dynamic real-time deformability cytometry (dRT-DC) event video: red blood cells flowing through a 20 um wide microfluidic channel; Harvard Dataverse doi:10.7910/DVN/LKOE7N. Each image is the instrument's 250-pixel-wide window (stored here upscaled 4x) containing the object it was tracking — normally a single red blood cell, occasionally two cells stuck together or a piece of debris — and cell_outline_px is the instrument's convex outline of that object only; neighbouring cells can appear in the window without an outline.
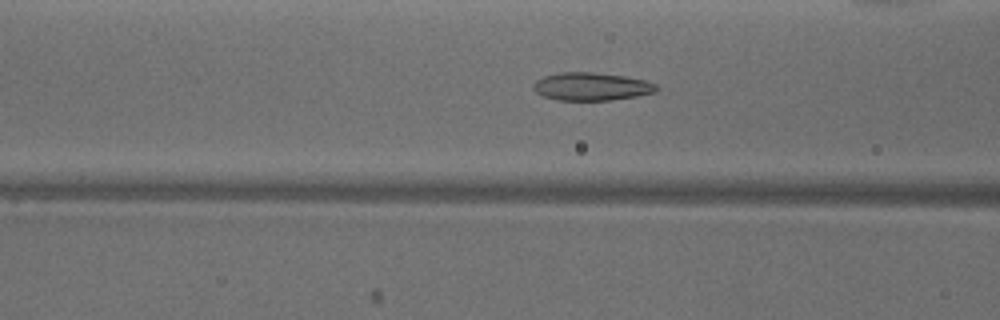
{"species": "common noctule bat (a hibernating species)", "species_latin": "Nyctalus noctula", "temperature_condition": "warm", "stored_images_in_passage": 51, "camera_frame_rate_fps": 3000, "um_per_image_px": 0.085, "animal": {"sex": "male", "body_mass_g": 18.8}, "frame": {"image": 1, "passage_image": 19, "time_ms": 6.0, "image_size_px": [1000, 320], "cell_outline_px": [[660, 88], [656, 92], [636, 96], [612, 100], [556, 100], [544, 96], [536, 92], [532, 88], [532, 84], [536, 80], [544, 76], [560, 72], [592, 72], [624, 76], [644, 80], [656, 84]], "centroid_in_image_um": [50.27, 7.35], "position_along_channel_um": 116.3, "area_um2": 20.11}}
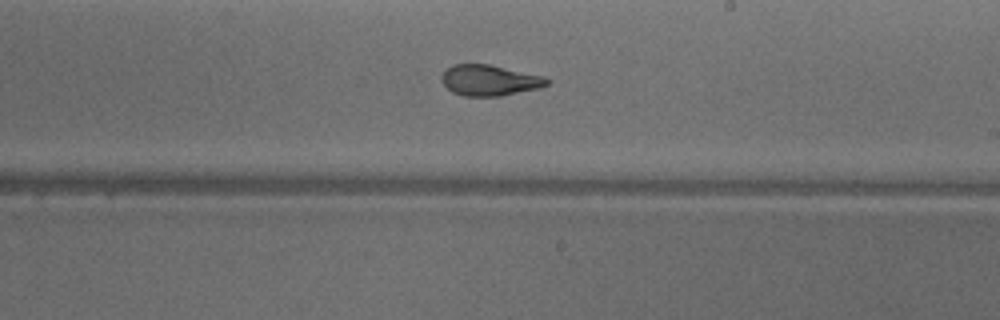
{"frame": {"image": 2, "passage_image": 29, "time_ms": 9.333, "image_size_px": [1000, 320], "cell_outline_px": [[548, 84], [540, 88], [500, 96], [464, 96], [452, 92], [440, 80], [440, 76], [452, 64], [488, 64], [544, 76], [548, 80]], "centroid_in_image_um": [41.59, 6.83], "position_along_channel_um": 247.4, "area_um2": 18.84}}
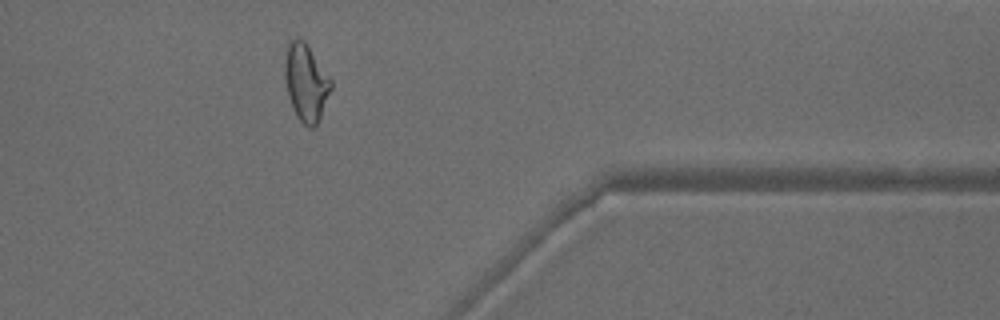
{"frame": {"image": 3, "passage_image": 41, "time_ms": 13.333, "image_size_px": [1000, 320], "cell_outline_px": [[332, 88], [320, 116], [316, 124], [312, 128], [308, 128], [296, 116], [292, 108], [288, 96], [284, 76], [284, 56], [288, 44], [296, 36], [304, 40], [332, 80]], "centroid_in_image_um": [25.98, 6.99], "position_along_channel_um": 385.4, "area_um2": 20.81}, "authors_computed_cell_mechanics": {"area_um2": 20.8658, "velocity_mm_per_s": 3.9286, "shape_relaxation_time_tau1_ms": 6.3552, "shape_relaxation_time_tau2_ms": 1.6359, "deformation_change_tau1": 0.1917, "deformation_change_tau2": 0.0811}}